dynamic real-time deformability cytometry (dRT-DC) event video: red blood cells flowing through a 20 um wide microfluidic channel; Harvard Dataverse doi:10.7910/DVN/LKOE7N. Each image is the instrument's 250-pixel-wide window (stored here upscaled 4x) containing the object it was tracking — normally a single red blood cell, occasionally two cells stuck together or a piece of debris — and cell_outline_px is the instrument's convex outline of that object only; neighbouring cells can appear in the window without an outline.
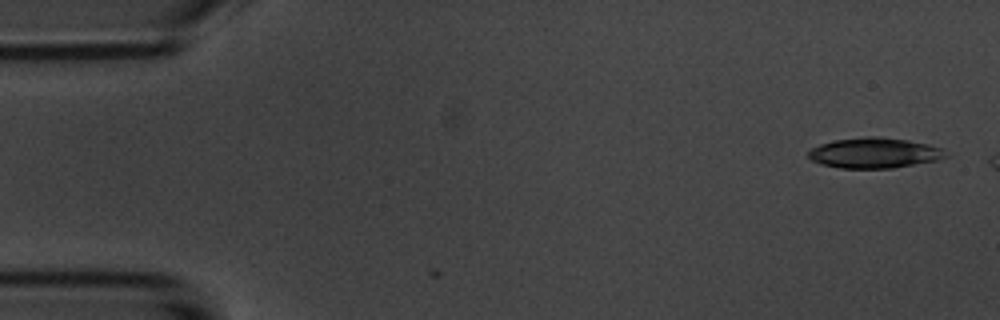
{"species": "common noctule bat (a hibernating species)", "species_latin": "Nyctalus noctula", "temperature_condition": "room temperature", "stored_images_in_passage": 2, "camera_frame_rate_fps": 3000, "um_per_image_px": 0.085, "animal": {"sex": "male", "body_mass_g": 20.1, "forearm_length_mm": 53.5}, "frame": {"image": 1, "passage_image": 1, "time_ms": 0.0, "image_size_px": [1000, 320], "cell_outline_px": [[948, 156], [940, 160], [892, 168], [840, 168], [820, 164], [812, 160], [808, 156], [808, 152], [812, 148], [820, 144], [836, 140], [864, 136], [876, 136], [908, 140], [928, 144], [944, 148], [948, 152]], "centroid_in_image_um": [74.37, 13.0], "position_along_channel_um": 10.6, "area_um2": 24.51}}